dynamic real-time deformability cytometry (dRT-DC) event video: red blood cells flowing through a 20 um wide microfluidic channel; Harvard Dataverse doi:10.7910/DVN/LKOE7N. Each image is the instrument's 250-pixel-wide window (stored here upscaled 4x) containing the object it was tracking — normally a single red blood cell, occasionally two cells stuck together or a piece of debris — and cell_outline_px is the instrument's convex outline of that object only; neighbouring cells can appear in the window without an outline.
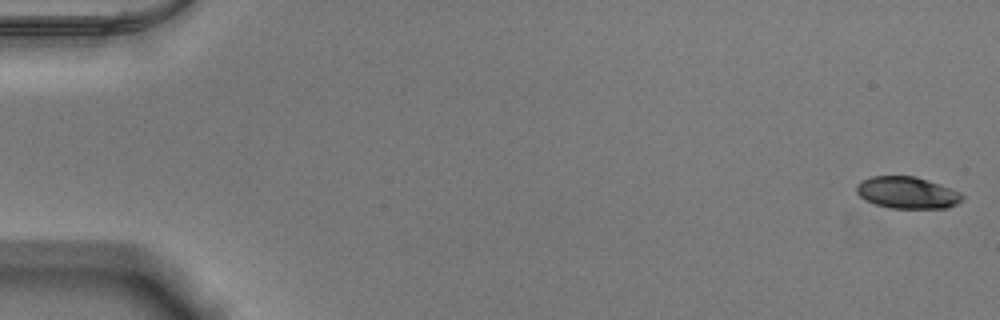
{"species": "Egyptian fruit bat (a non-hibernating species)", "species_latin": "Rousettus aegyptiacus", "temperature_condition": "warm", "stored_images_in_passage": 53, "camera_frame_rate_fps": 3000, "um_per_image_px": 0.085, "animal": {"sex": "male"}, "frame": {"image": 1, "passage_image": 1, "time_ms": 0.0, "image_size_px": [1000, 320], "cell_outline_px": [[964, 196], [956, 204], [944, 208], [892, 208], [876, 204], [864, 200], [856, 192], [856, 184], [860, 180], [872, 176], [916, 176], [928, 180], [960, 192]], "centroid_in_image_um": [77.06, 16.36], "position_along_channel_um": 7.9, "area_um2": 19.54}}
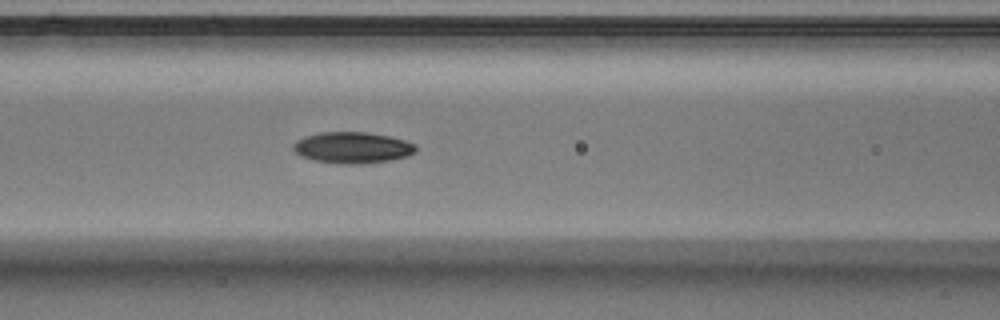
{"frame": {"image": 2, "passage_image": 23, "time_ms": 7.333, "image_size_px": [1000, 320], "cell_outline_px": [[416, 152], [408, 156], [388, 160], [356, 164], [344, 164], [316, 160], [304, 156], [296, 152], [292, 148], [292, 144], [296, 140], [304, 136], [320, 132], [368, 132], [388, 136], [404, 140], [416, 144]], "centroid_in_image_um": [29.96, 12.53], "position_along_channel_um": 136.6, "area_um2": 22.14}}
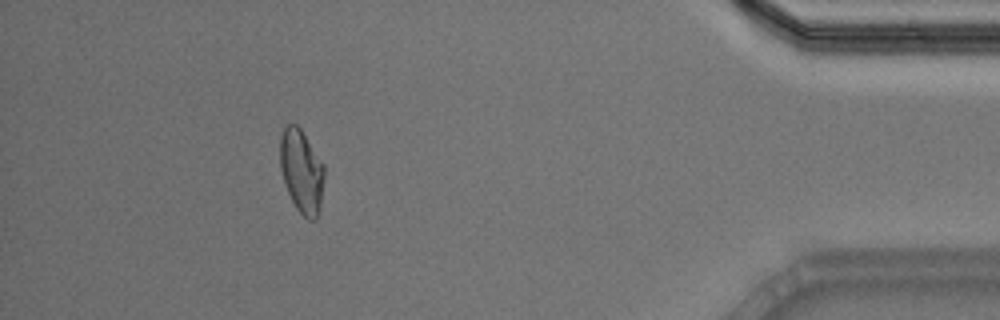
{"frame": {"image": 3, "passage_image": 48, "time_ms": 15.667, "image_size_px": [1000, 320], "cell_outline_px": [[324, 180], [320, 208], [316, 220], [308, 220], [296, 208], [288, 192], [280, 168], [280, 136], [284, 128], [288, 124], [296, 124], [300, 128], [324, 164]], "centroid_in_image_um": [25.64, 14.56], "position_along_channel_um": 409.6, "area_um2": 21.44}, "authors_computed_cell_mechanics": {"area_um2": 21.4438, "velocity_mm_per_s": 3.8768, "shape_relaxation_time_tau1_ms": 5.12, "shape_relaxation_time_tau2_ms": 2.7941, "deformation_change_tau1": 0.1348, "deformation_change_tau2": 0.0774}}